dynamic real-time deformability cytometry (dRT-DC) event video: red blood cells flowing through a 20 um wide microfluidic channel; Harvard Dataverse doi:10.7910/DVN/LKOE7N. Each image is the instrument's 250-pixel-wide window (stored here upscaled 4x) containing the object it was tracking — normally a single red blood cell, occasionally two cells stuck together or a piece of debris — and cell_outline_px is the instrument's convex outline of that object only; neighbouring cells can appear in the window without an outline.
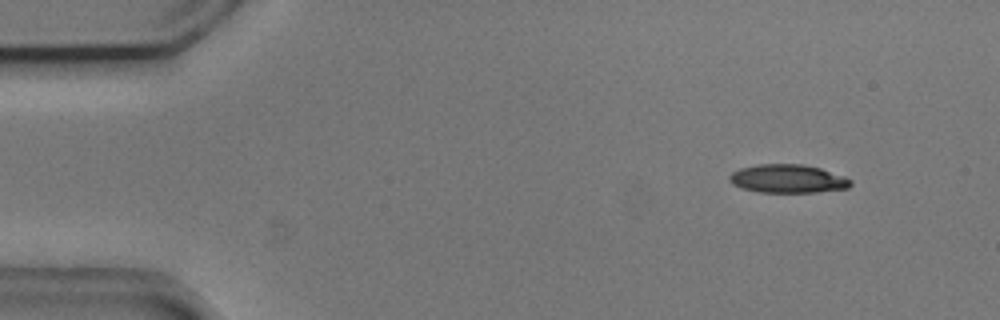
{"species": "common noctule bat (a hibernating species)", "species_latin": "Nyctalus noctula", "temperature_condition": "cold", "stored_images_in_passage": 4, "camera_frame_rate_fps": 3000, "um_per_image_px": 0.085, "animal": {"sex": "male", "body_mass_g": 20.5, "forearm_length_mm": 52.5}, "frame": {"image": 1, "passage_image": 1, "time_ms": 0.0, "image_size_px": [1000, 320], "cell_outline_px": [[852, 184], [848, 188], [816, 192], [760, 192], [744, 188], [732, 184], [728, 180], [728, 176], [732, 172], [740, 168], [760, 164], [804, 164], [820, 168], [844, 176], [852, 180]], "centroid_in_image_um": [66.97, 15.19], "position_along_channel_um": 18.0, "area_um2": 20.06}}